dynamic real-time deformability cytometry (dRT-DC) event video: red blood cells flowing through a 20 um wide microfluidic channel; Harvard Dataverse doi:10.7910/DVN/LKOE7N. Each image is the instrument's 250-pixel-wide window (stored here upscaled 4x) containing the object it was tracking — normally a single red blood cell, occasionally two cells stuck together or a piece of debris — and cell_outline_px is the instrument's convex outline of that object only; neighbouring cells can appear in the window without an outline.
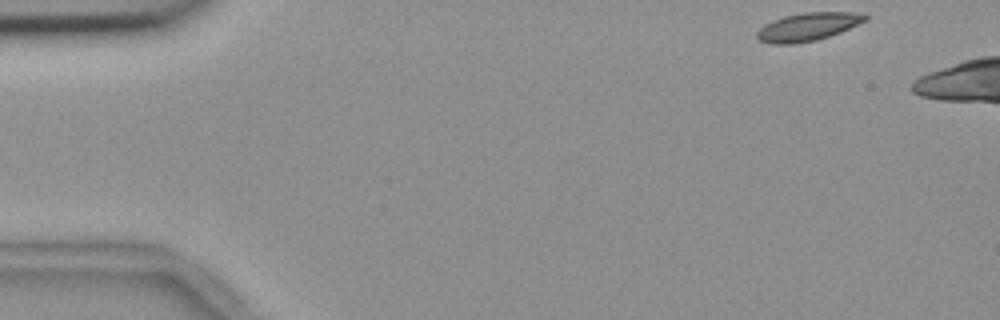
{"species": "common noctule bat (a hibernating species)", "species_latin": "Nyctalus noctula", "temperature_condition": "room temperature", "stored_images_in_passage": 45, "camera_frame_rate_fps": 3000, "um_per_image_px": 0.085, "animal": {"sex": "female", "body_mass_g": 18.4}, "frame": {"image": 1, "passage_image": 1, "time_ms": 0.0, "image_size_px": [1000, 320], "cell_outline_px": [[868, 20], [840, 32], [816, 40], [792, 44], [768, 44], [760, 40], [756, 36], [756, 32], [764, 24], [772, 20], [784, 16], [804, 12], [852, 12], [868, 16]], "centroid_in_image_um": [68.63, 2.28], "position_along_channel_um": 16.4, "area_um2": 17.69}}
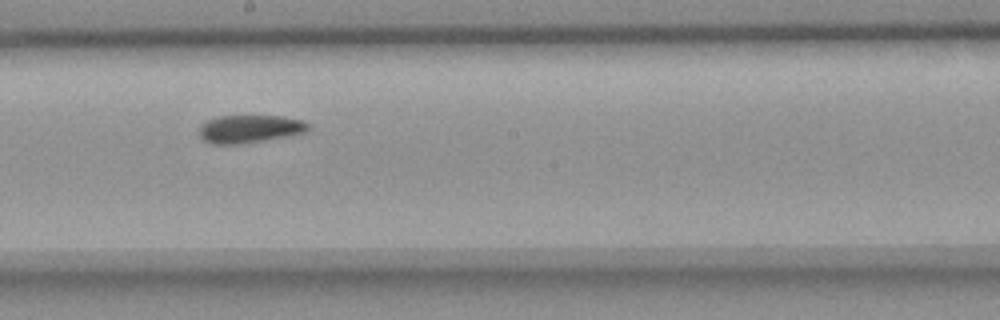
{"frame": {"image": 2, "passage_image": 27, "time_ms": 8.667, "image_size_px": [1000, 320], "cell_outline_px": [[308, 128], [304, 132], [264, 140], [240, 144], [212, 144], [204, 140], [200, 136], [200, 124], [208, 120], [220, 116], [284, 116], [304, 120], [308, 124]], "centroid_in_image_um": [21.2, 10.95], "position_along_channel_um": 227.0, "area_um2": 17.51}}
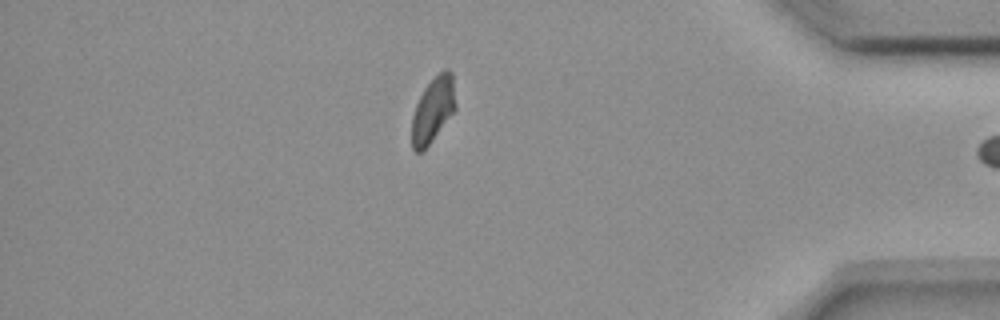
{"frame": {"image": 3, "passage_image": 44, "time_ms": 14.333, "image_size_px": [1000, 320], "cell_outline_px": [[456, 108], [432, 140], [420, 152], [416, 152], [412, 148], [412, 116], [416, 104], [424, 88], [444, 68], [448, 68], [452, 72], [456, 104]], "centroid_in_image_um": [36.81, 9.3], "position_along_channel_um": 398.4, "area_um2": 16.36}}